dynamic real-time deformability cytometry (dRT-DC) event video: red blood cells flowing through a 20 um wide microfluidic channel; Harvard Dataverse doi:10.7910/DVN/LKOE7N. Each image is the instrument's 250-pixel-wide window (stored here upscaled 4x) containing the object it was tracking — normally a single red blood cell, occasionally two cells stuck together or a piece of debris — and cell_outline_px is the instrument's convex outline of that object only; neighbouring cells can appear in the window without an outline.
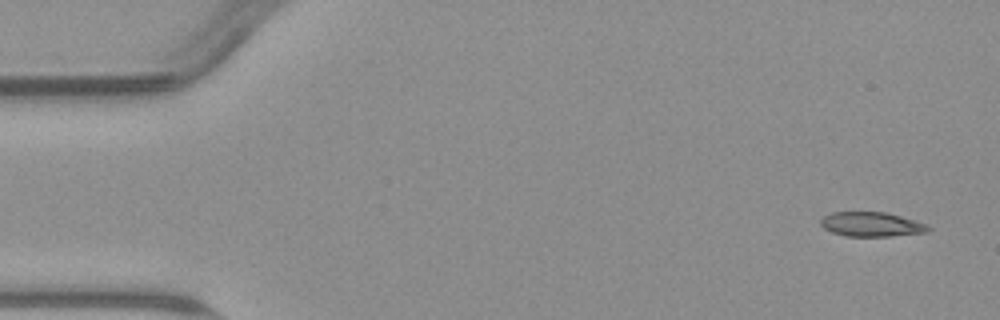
{"species": "common noctule bat (a hibernating species)", "species_latin": "Nyctalus noctula", "temperature_condition": "warm", "stored_images_in_passage": 6, "camera_frame_rate_fps": 3000, "um_per_image_px": 0.085, "animal": {"sex": "male", "body_mass_g": 23.1, "forearm_length_mm": 52.7}, "frame": {"image": 1, "passage_image": 1, "time_ms": 0.0, "image_size_px": [1000, 320], "cell_outline_px": [[932, 228], [924, 232], [892, 236], [844, 236], [832, 232], [824, 228], [820, 224], [820, 220], [824, 216], [832, 212], [884, 212], [916, 220]], "centroid_in_image_um": [74.04, 19.06], "position_along_channel_um": 11.0, "area_um2": 15.2}}
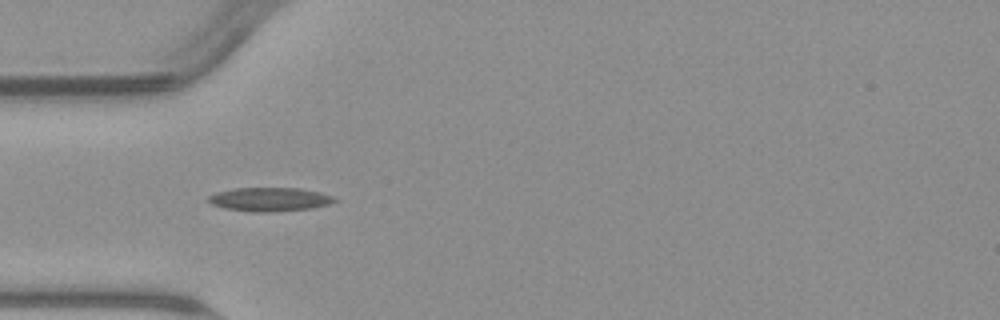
{"frame": {"image": 2, "passage_image": 5, "time_ms": 4.667, "image_size_px": [1000, 320], "cell_outline_px": [[336, 200], [328, 204], [312, 208], [268, 212], [252, 212], [224, 208], [208, 204], [208, 196], [216, 192], [236, 188], [300, 188], [320, 192], [336, 196]], "centroid_in_image_um": [22.9, 16.94], "position_along_channel_um": 62.1, "area_um2": 17.57}}
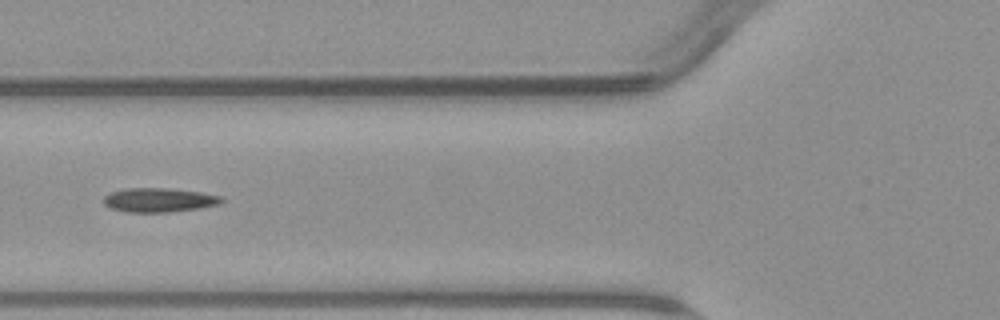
{"frame": {"image": 3, "passage_image": 6, "time_ms": 6.0, "image_size_px": [1000, 320], "cell_outline_px": [[224, 200], [220, 204], [200, 208], [168, 212], [128, 212], [112, 208], [104, 204], [104, 196], [112, 192], [124, 188], [164, 188], [200, 192], [220, 196]], "centroid_in_image_um": [13.52, 17.0], "position_along_channel_um": 112.3, "area_um2": 16.42}}